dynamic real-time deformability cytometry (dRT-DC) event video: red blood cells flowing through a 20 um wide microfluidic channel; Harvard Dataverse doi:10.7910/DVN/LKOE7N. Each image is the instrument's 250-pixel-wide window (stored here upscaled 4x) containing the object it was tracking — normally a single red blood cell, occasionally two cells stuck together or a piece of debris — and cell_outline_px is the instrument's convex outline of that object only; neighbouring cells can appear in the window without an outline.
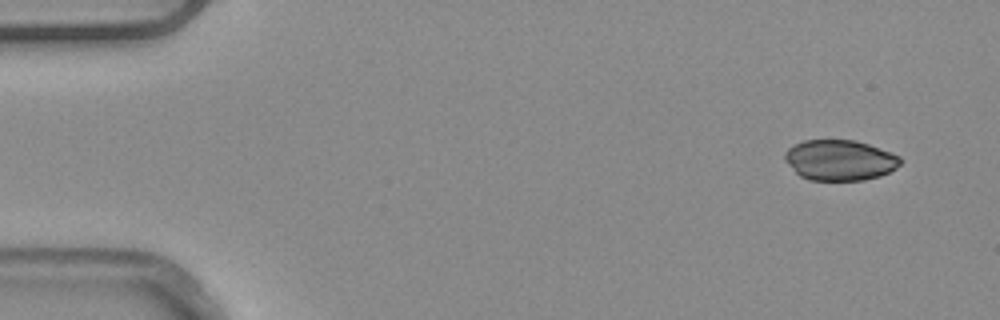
{"species": "common noctule bat (a hibernating species)", "species_latin": "Nyctalus noctula", "temperature_condition": "warm", "stored_images_in_passage": 5, "camera_frame_rate_fps": 3000, "um_per_image_px": 0.085, "animal": {"sex": "male", "body_mass_g": 20.4}, "frame": {"image": 1, "passage_image": 1, "time_ms": 0.0, "image_size_px": [1000, 320], "cell_outline_px": [[900, 164], [896, 168], [880, 176], [864, 180], [808, 180], [800, 176], [784, 160], [784, 152], [788, 148], [804, 140], [856, 140], [868, 144], [900, 156]], "centroid_in_image_um": [71.36, 13.61], "position_along_channel_um": 13.6, "area_um2": 27.22}}
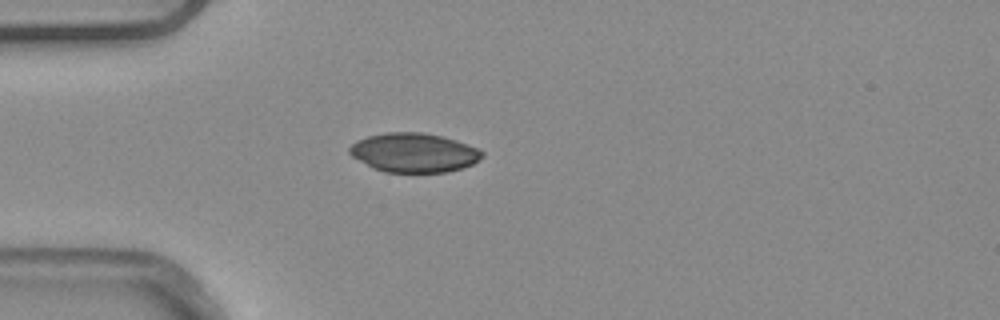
{"frame": {"image": 2, "passage_image": 4, "time_ms": 1.0, "image_size_px": [1000, 320], "cell_outline_px": [[484, 156], [472, 164], [448, 172], [384, 172], [372, 168], [352, 156], [348, 152], [348, 148], [356, 140], [368, 136], [388, 132], [424, 132], [456, 140], [476, 148], [484, 152]], "centroid_in_image_um": [35.15, 12.97], "position_along_channel_um": 49.8, "area_um2": 30.23}}